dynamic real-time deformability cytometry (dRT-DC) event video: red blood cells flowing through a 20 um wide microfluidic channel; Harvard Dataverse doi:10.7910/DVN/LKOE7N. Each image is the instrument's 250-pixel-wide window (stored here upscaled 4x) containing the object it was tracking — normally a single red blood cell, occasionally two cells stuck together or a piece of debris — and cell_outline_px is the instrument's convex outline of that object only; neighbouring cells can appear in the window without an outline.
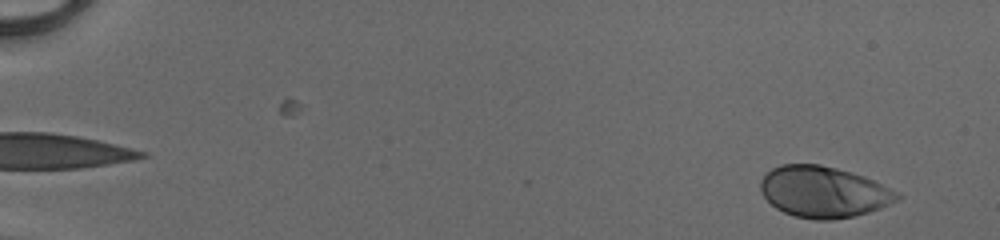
{"species": "human", "species_latin": "Homo sapiens", "temperature_condition": "cold", "stored_images_in_passage": 51, "camera_frame_rate_fps": 3000, "um_per_image_px": 0.085, "donor": {"sex": "male"}, "frame": {"image": 1, "passage_image": 3, "time_ms": 0.667, "image_size_px": [1000, 240], "cell_outline_px": [[904, 196], [900, 200], [880, 208], [856, 216], [832, 220], [816, 220], [796, 216], [784, 212], [776, 208], [760, 192], [760, 180], [772, 168], [780, 164], [820, 164], [852, 172], [864, 176], [900, 192]], "centroid_in_image_um": [70.04, 16.31], "position_along_channel_um": 15.0, "area_um2": 41.04}}
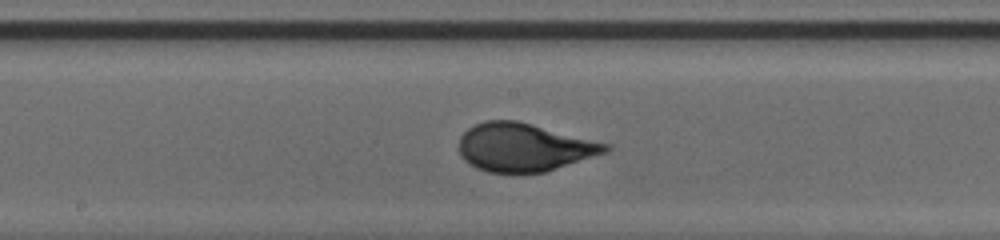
{"frame": {"image": 2, "passage_image": 29, "time_ms": 9.333, "image_size_px": [1000, 240], "cell_outline_px": [[612, 148], [608, 152], [544, 172], [488, 172], [476, 168], [468, 164], [464, 160], [460, 152], [460, 136], [468, 128], [484, 120], [516, 120], [612, 144]], "centroid_in_image_um": [44.56, 12.51], "position_along_channel_um": 203.6, "area_um2": 41.1}}
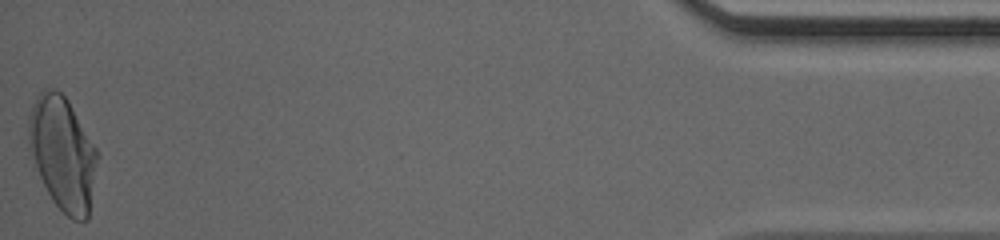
{"frame": {"image": 3, "passage_image": 51, "time_ms": 16.667, "image_size_px": [1000, 240], "cell_outline_px": [[100, 156], [88, 220], [72, 220], [52, 200], [32, 164], [28, 148], [28, 116], [32, 104], [36, 96], [44, 88], [56, 88], [68, 100], [96, 148]], "centroid_in_image_um": [5.32, 13.04], "position_along_channel_um": 429.9, "area_um2": 46.24}, "authors_computed_cell_mechanics": {"area_um2": 40.5178, "velocity_mm_per_s": 4.1398, "shape_relaxation_time_tau1_ms": 3.3108, "shape_relaxation_time_tau2_ms": null, "deformation_change_tau1": 0.1737, "deformation_change_tau2": null}}